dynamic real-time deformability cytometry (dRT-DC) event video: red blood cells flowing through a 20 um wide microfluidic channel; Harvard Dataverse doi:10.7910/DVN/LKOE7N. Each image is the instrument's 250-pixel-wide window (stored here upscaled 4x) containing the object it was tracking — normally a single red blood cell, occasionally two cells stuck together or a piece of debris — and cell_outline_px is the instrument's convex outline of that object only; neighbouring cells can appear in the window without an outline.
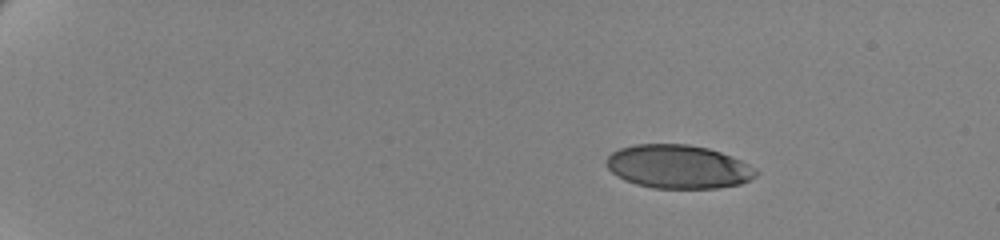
{"species": "human", "species_latin": "Homo sapiens", "temperature_condition": "cold", "stored_images_in_passage": 51, "camera_frame_rate_fps": 3000, "um_per_image_px": 0.085, "donor": {"sex": "female"}, "frame": {"image": 1, "passage_image": 1, "time_ms": 0.0, "image_size_px": [1000, 240], "cell_outline_px": [[760, 172], [756, 176], [740, 184], [716, 188], [652, 188], [636, 184], [624, 180], [616, 176], [608, 168], [604, 160], [612, 152], [620, 148], [636, 144], [688, 144], [708, 148], [720, 152], [740, 160], [756, 168]], "centroid_in_image_um": [57.63, 14.17], "position_along_channel_um": 27.4, "area_um2": 38.09}}
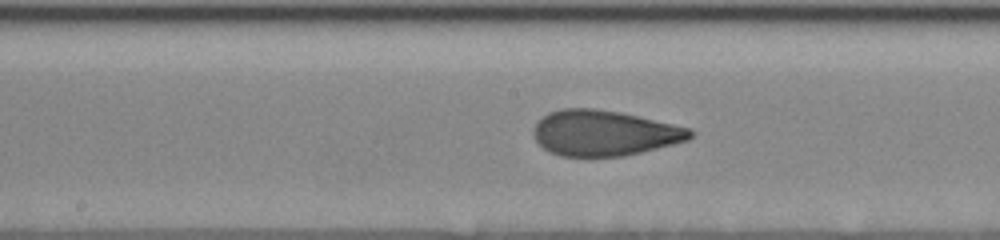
{"frame": {"image": 2, "passage_image": 26, "time_ms": 8.333, "image_size_px": [1000, 240], "cell_outline_px": [[696, 132], [688, 140], [624, 156], [560, 156], [548, 152], [536, 140], [532, 132], [532, 128], [548, 112], [560, 108], [596, 108], [620, 112], [672, 124], [688, 128]], "centroid_in_image_um": [51.32, 11.3], "position_along_channel_um": 196.9, "area_um2": 41.38}}
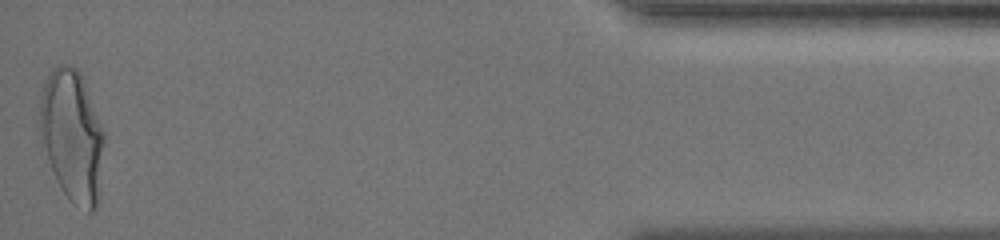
{"frame": {"image": 3, "passage_image": 51, "time_ms": 16.667, "image_size_px": [1000, 240], "cell_outline_px": [[104, 140], [100, 200], [96, 208], [92, 212], [88, 212], [72, 204], [68, 200], [60, 188], [56, 180], [48, 160], [36, 124], [40, 96], [44, 84], [48, 76], [56, 64], [64, 64], [76, 68], [80, 72], [84, 80], [104, 132]], "centroid_in_image_um": [6.12, 11.58], "position_along_channel_um": 429.1, "area_um2": 50.46}, "authors_computed_cell_mechanics": {"area_um2": 41.616, "velocity_mm_per_s": 3.4967, "shape_relaxation_time_tau1_ms": 6.3327, "shape_relaxation_time_tau2_ms": 0.9341, "deformation_change_tau1": 0.2056, "deformation_change_tau2": 0.0747}}